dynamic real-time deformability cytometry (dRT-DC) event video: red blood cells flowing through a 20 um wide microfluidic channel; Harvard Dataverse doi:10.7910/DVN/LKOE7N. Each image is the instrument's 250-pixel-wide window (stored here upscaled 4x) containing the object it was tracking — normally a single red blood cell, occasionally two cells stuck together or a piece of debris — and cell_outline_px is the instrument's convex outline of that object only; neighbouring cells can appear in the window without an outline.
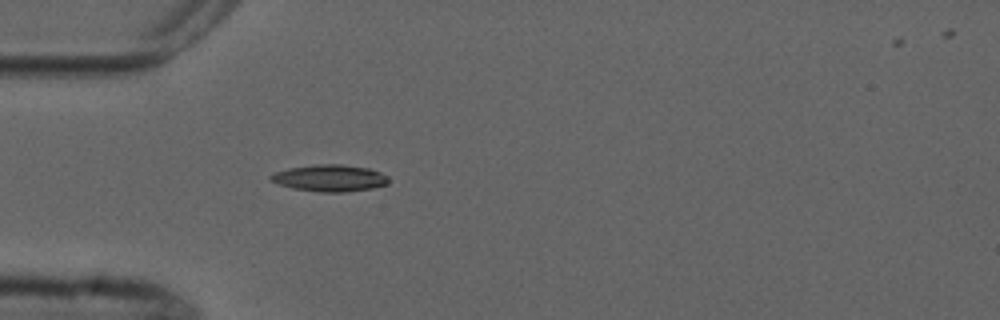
{"species": "common noctule bat (a hibernating species)", "species_latin": "Nyctalus noctula", "temperature_condition": "cold", "stored_images_in_passage": 1, "camera_frame_rate_fps": 3000, "um_per_image_px": 0.085, "animal": {"sex": "male", "forearm_length_mm": 52.5}, "frame": {"image": 1, "passage_image": 1, "time_ms": 0.0, "image_size_px": [1000, 320], "cell_outline_px": [[388, 184], [372, 188], [344, 192], [320, 192], [292, 188], [280, 184], [272, 180], [268, 176], [276, 172], [288, 168], [316, 164], [340, 164], [368, 168], [380, 172], [388, 176]], "centroid_in_image_um": [28.05, 15.13], "position_along_channel_um": 57.0, "area_um2": 18.26}}